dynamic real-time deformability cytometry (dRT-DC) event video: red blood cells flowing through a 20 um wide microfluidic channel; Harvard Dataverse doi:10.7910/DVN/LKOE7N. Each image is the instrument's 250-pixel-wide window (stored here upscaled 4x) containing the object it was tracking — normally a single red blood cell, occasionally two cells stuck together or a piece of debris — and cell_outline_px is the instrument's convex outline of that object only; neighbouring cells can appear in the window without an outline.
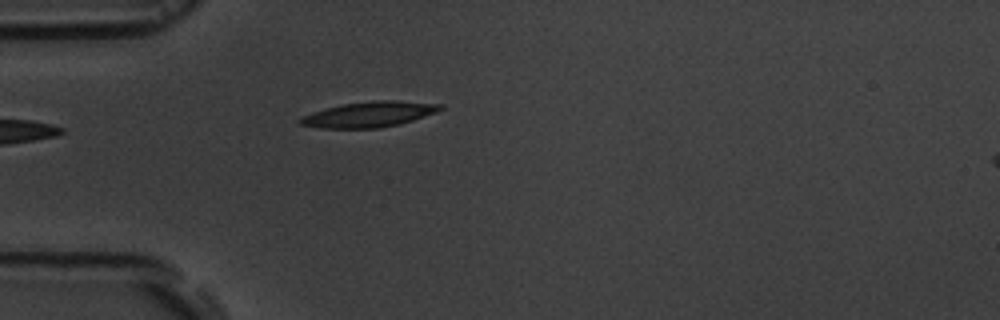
{"species": "common noctule bat (a hibernating species)", "species_latin": "Nyctalus noctula", "temperature_condition": "room temperature", "stored_images_in_passage": 4, "camera_frame_rate_fps": 3000, "um_per_image_px": 0.085, "animal": {"sex": "male", "body_mass_g": 19.5, "forearm_length_mm": 54.6}, "frame": {"image": 1, "passage_image": 4, "time_ms": 3.667, "image_size_px": [1000, 320], "cell_outline_px": [[444, 108], [436, 112], [400, 124], [380, 128], [320, 128], [300, 124], [296, 120], [312, 112], [324, 108], [344, 104], [372, 100], [396, 100], [444, 104]], "centroid_in_image_um": [31.39, 9.71], "position_along_channel_um": 53.6, "area_um2": 20.87}}